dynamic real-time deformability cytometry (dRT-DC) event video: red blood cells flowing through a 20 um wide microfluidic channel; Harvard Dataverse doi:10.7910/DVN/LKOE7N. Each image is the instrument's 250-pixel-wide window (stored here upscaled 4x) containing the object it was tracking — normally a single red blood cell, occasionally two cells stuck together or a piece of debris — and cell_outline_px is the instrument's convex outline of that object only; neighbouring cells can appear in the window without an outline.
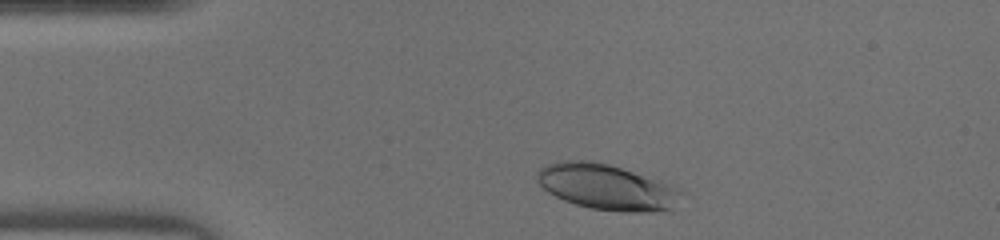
{"species": "human", "species_latin": "Homo sapiens", "temperature_condition": "warm", "stored_images_in_passage": 35, "camera_frame_rate_fps": 3000, "um_per_image_px": 0.085, "donor": {"sex": "male"}, "frame": {"image": 1, "passage_image": 3, "time_ms": 0.667, "image_size_px": [1000, 240], "cell_outline_px": [[680, 192], [672, 208], [652, 212], [624, 212], [592, 208], [576, 204], [564, 200], [548, 192], [536, 180], [536, 172], [544, 164], [560, 160], [592, 160], [608, 164], [660, 180], [672, 184], [680, 188]], "centroid_in_image_um": [51.51, 15.87], "position_along_channel_um": 33.5, "area_um2": 38.15}}
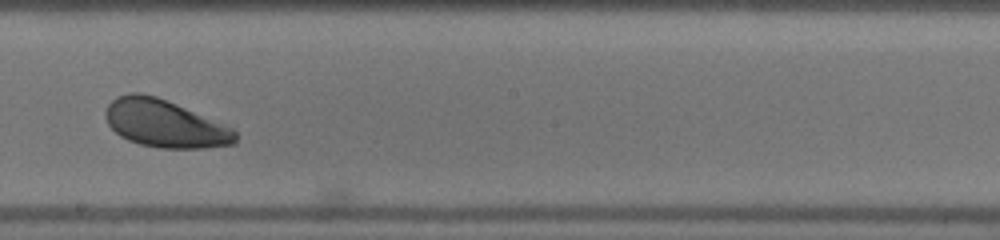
{"frame": {"image": 2, "passage_image": 20, "time_ms": 6.333, "image_size_px": [1000, 240], "cell_outline_px": [[236, 144], [204, 148], [160, 148], [140, 144], [128, 140], [120, 136], [108, 124], [104, 116], [104, 112], [108, 104], [116, 96], [128, 92], [140, 92], [156, 96], [232, 128], [236, 132]], "centroid_in_image_um": [13.96, 10.51], "position_along_channel_um": 234.2, "area_um2": 35.78}}
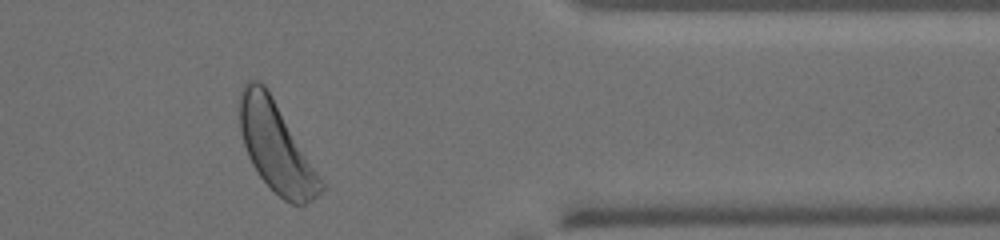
{"frame": {"image": 3, "passage_image": 32, "time_ms": 10.333, "image_size_px": [1000, 240], "cell_outline_px": [[324, 188], [312, 200], [304, 204], [292, 204], [284, 200], [256, 172], [248, 156], [240, 132], [240, 92], [244, 84], [248, 80], [260, 80], [264, 84], [272, 96], [324, 184]], "centroid_in_image_um": [23.43, 12.48], "position_along_channel_um": 388.0, "area_um2": 41.27}}